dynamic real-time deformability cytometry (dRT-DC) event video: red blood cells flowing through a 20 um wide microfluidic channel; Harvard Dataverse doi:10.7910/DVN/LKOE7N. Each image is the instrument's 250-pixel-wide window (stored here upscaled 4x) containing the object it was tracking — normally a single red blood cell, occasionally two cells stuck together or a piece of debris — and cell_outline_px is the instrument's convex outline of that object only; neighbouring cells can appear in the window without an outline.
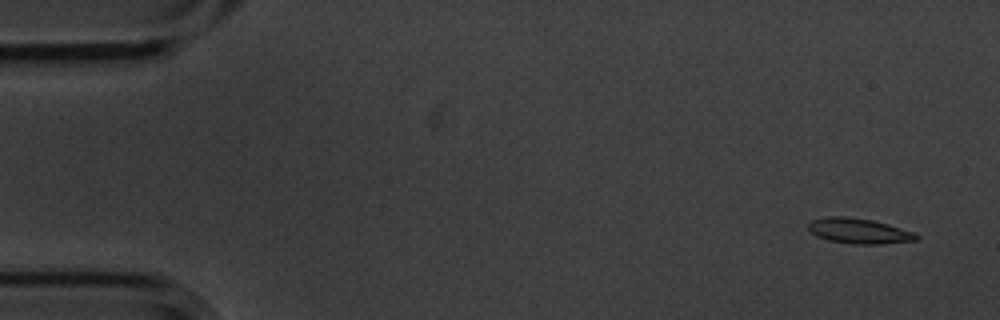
{"species": "common noctule bat (a hibernating species)", "species_latin": "Nyctalus noctula", "temperature_condition": "cold", "stored_images_in_passage": 4, "camera_frame_rate_fps": 3000, "um_per_image_px": 0.085, "animal": {"sex": "male", "body_mass_g": 20.1, "forearm_length_mm": 53.5}, "frame": {"image": 1, "passage_image": 1, "time_ms": 0.0, "image_size_px": [1000, 320], "cell_outline_px": [[920, 236], [916, 240], [880, 244], [852, 244], [828, 240], [816, 236], [808, 228], [808, 224], [812, 220], [828, 216], [844, 216], [872, 220], [888, 224], [912, 232]], "centroid_in_image_um": [72.98, 19.63], "position_along_channel_um": 12.0, "area_um2": 15.78}}
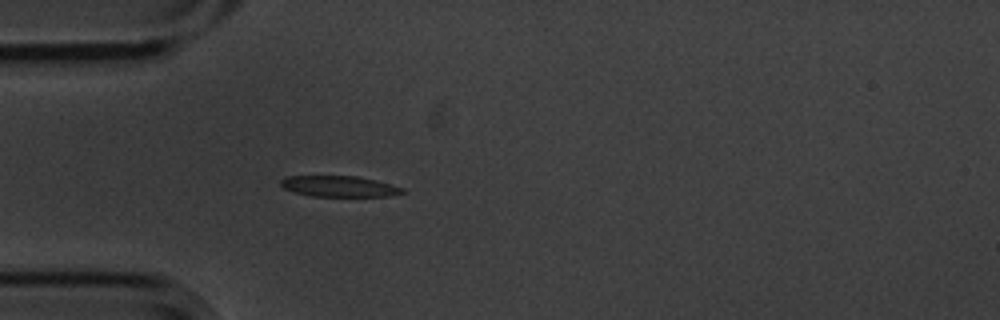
{"frame": {"image": 2, "passage_image": 4, "time_ms": 1.0, "image_size_px": [1000, 320], "cell_outline_px": [[404, 192], [388, 196], [312, 196], [296, 192], [284, 188], [280, 184], [280, 180], [288, 176], [356, 176], [376, 180], [404, 188]], "centroid_in_image_um": [28.83, 15.83], "position_along_channel_um": 56.2, "area_um2": 14.62}}